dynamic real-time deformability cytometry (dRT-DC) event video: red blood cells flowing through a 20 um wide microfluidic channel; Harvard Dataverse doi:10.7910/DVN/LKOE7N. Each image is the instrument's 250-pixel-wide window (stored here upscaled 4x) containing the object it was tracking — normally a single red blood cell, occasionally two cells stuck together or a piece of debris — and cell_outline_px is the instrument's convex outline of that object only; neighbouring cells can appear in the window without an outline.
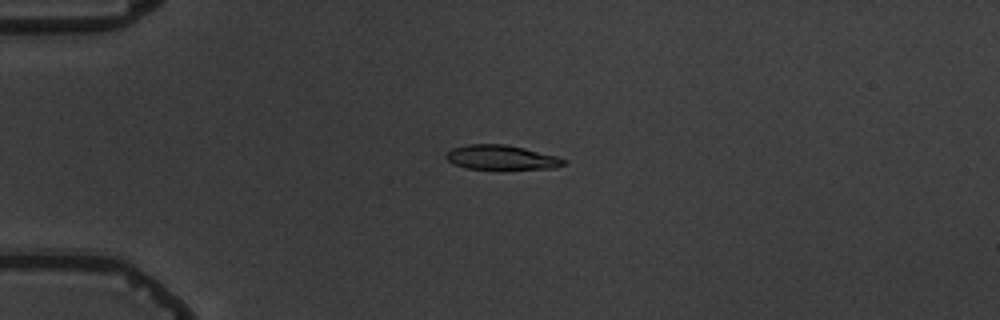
{"species": "common noctule bat (a hibernating species)", "species_latin": "Nyctalus noctula", "temperature_condition": "warm", "stored_images_in_passage": 2, "camera_frame_rate_fps": 3000, "um_per_image_px": 0.085, "animal": {"sex": "male", "body_mass_g": 19.5, "forearm_length_mm": 54.6}, "frame": {"image": 1, "passage_image": 1, "time_ms": 0.0, "image_size_px": [1000, 320], "cell_outline_px": [[568, 160], [564, 164], [556, 168], [504, 172], [464, 168], [452, 164], [444, 156], [452, 148], [468, 144], [504, 144], [524, 148], [556, 156]], "centroid_in_image_um": [42.63, 13.44], "position_along_channel_um": 42.4, "area_um2": 17.86}}